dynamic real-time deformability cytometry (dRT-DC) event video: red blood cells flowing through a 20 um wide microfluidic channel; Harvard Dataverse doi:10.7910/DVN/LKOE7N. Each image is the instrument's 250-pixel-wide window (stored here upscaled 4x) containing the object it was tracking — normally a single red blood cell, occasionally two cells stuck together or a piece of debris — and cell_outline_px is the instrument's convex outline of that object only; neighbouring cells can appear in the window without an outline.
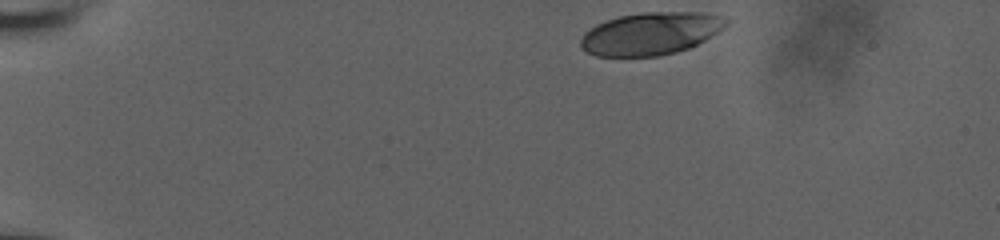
{"species": "human", "species_latin": "Homo sapiens", "temperature_condition": "room temperature", "stored_images_in_passage": 39, "camera_frame_rate_fps": 3000, "um_per_image_px": 0.085, "donor": {"sex": "male"}, "frame": {"image": 1, "passage_image": 1, "time_ms": 0.0, "image_size_px": [1000, 240], "cell_outline_px": [[728, 24], [724, 28], [704, 40], [688, 48], [676, 52], [656, 56], [596, 56], [580, 48], [580, 40], [584, 32], [596, 24], [620, 16], [644, 12], [704, 12], [724, 16], [728, 20]], "centroid_in_image_um": [55.31, 2.84], "position_along_channel_um": 29.7, "area_um2": 36.07}}
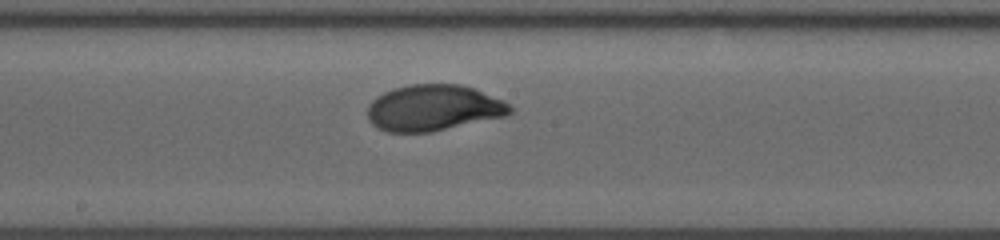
{"frame": {"image": 2, "passage_image": 23, "time_ms": 7.333, "image_size_px": [1000, 240], "cell_outline_px": [[512, 112], [508, 116], [432, 132], [388, 132], [376, 128], [368, 120], [368, 104], [376, 96], [384, 92], [396, 88], [412, 84], [460, 84], [472, 88], [504, 100], [512, 108]], "centroid_in_image_um": [36.85, 9.18], "position_along_channel_um": 211.4, "area_um2": 38.49}}
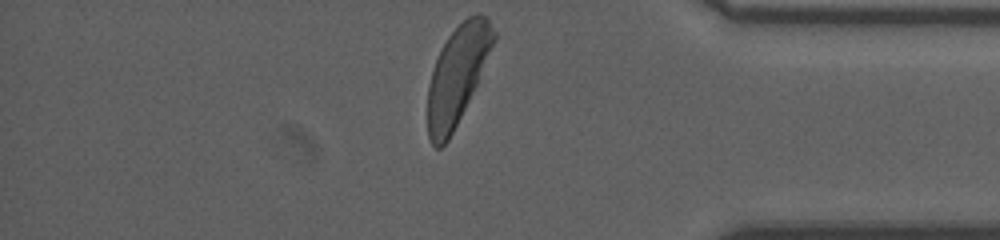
{"frame": {"image": 3, "passage_image": 39, "time_ms": 12.667, "image_size_px": [1000, 240], "cell_outline_px": [[496, 40], [476, 84], [448, 140], [440, 148], [436, 148], [432, 144], [428, 136], [428, 84], [432, 68], [448, 36], [468, 16], [480, 12], [488, 20], [496, 32]], "centroid_in_image_um": [38.87, 6.36], "position_along_channel_um": 396.3, "area_um2": 36.88}, "authors_computed_cell_mechanics": {"area_um2": 38.3214, "velocity_mm_per_s": 3.8057, "shape_relaxation_time_tau1_ms": 3.03, "shape_relaxation_time_tau2_ms": null, "deformation_change_tau1": 0.1575, "deformation_change_tau2": null}}